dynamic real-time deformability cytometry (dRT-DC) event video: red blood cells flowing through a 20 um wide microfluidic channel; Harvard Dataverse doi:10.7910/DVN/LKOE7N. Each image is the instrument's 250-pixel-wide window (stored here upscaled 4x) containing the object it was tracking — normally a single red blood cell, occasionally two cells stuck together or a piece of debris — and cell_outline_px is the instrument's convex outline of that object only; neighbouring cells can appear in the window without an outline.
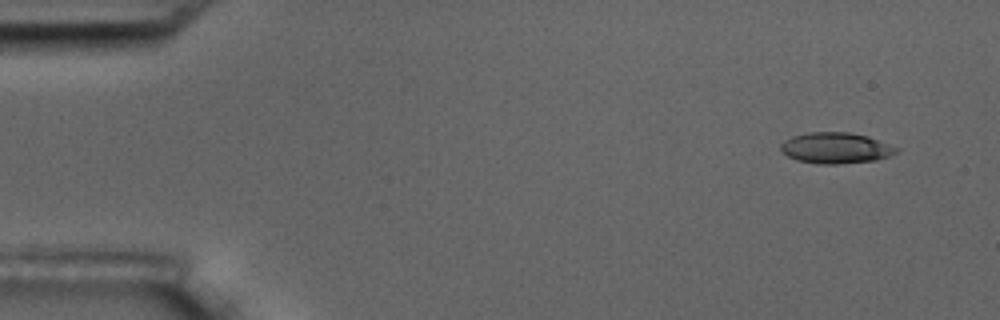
{"species": "common noctule bat (a hibernating species)", "species_latin": "Nyctalus noctula", "temperature_condition": "room temperature", "stored_images_in_passage": 16, "camera_frame_rate_fps": 3000, "um_per_image_px": 0.085, "animal": {"sex": "male", "body_mass_g": 17.5, "forearm_length_mm": 52.3}, "frame": {"image": 1, "passage_image": 1, "time_ms": 0.0, "image_size_px": [1000, 320], "cell_outline_px": [[900, 148], [896, 152], [888, 156], [876, 160], [836, 164], [820, 164], [796, 160], [788, 156], [780, 148], [780, 144], [784, 140], [792, 136], [808, 132], [848, 132], [868, 136]], "centroid_in_image_um": [71.03, 12.57], "position_along_channel_um": 14.0, "area_um2": 20.81}}
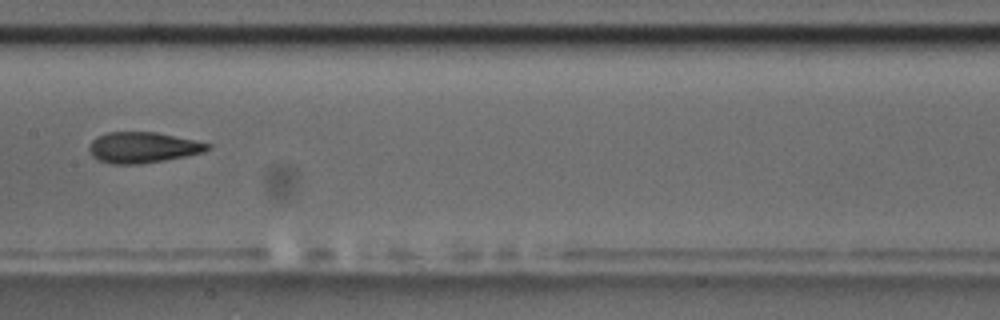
{"frame": {"image": 2, "passage_image": 8, "time_ms": 8.333, "image_size_px": [1000, 320], "cell_outline_px": [[212, 148], [204, 152], [164, 160], [140, 164], [112, 164], [100, 160], [92, 156], [88, 148], [92, 140], [96, 136], [108, 132], [156, 132], [212, 144]], "centroid_in_image_um": [12.13, 12.53], "position_along_channel_um": 195.3, "area_um2": 21.21}}
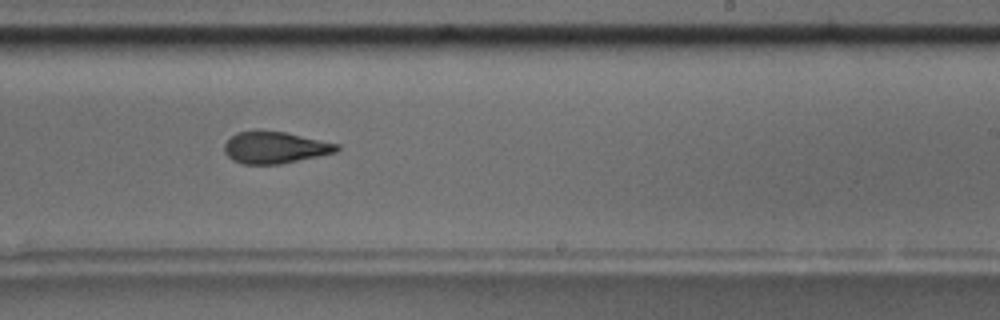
{"frame": {"image": 3, "passage_image": 10, "time_ms": 10.333, "image_size_px": [1000, 320], "cell_outline_px": [[340, 148], [336, 152], [280, 164], [244, 164], [232, 160], [224, 152], [224, 144], [236, 132], [256, 128], [284, 132], [340, 144]], "centroid_in_image_um": [23.33, 12.51], "position_along_channel_um": 265.7, "area_um2": 21.1}, "authors_computed_cell_mechanics": {"area_um2": 21.0103, "velocity_mm_per_s": 3.5342, "shape_relaxation_time_tau1_ms": 5.5948, "shape_relaxation_time_tau2_ms": 1.4849, "deformation_change_tau1": 0.158, "deformation_change_tau2": 0.0744}}